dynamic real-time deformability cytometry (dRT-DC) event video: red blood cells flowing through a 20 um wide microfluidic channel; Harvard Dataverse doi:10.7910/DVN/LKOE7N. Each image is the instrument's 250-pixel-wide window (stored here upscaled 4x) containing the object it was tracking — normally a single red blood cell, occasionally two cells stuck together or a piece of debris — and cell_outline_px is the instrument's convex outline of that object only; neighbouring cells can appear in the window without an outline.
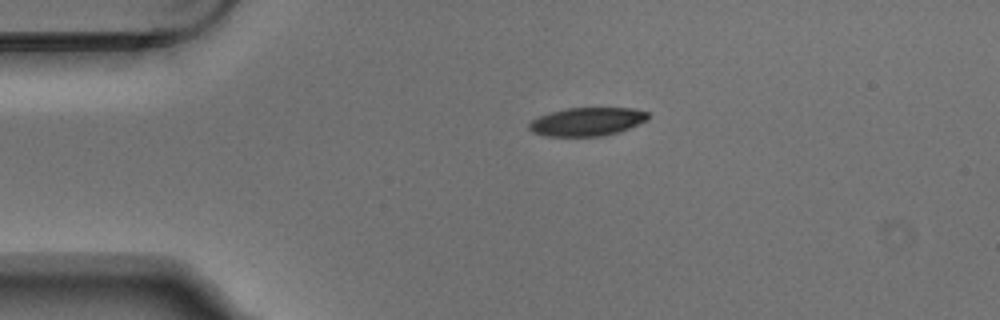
{"species": "Egyptian fruit bat (a non-hibernating species)", "species_latin": "Rousettus aegyptiacus", "temperature_condition": "warm", "stored_images_in_passage": 2, "camera_frame_rate_fps": 3000, "um_per_image_px": 0.085, "animal": {"sex": "male"}, "frame": {"image": 1, "passage_image": 1, "time_ms": 0.0, "image_size_px": [1000, 320], "cell_outline_px": [[648, 120], [628, 128], [604, 136], [544, 136], [532, 132], [528, 128], [528, 124], [532, 120], [540, 116], [552, 112], [568, 108], [632, 108], [648, 112]], "centroid_in_image_um": [49.89, 10.34], "position_along_channel_um": 35.1, "area_um2": 19.54}}